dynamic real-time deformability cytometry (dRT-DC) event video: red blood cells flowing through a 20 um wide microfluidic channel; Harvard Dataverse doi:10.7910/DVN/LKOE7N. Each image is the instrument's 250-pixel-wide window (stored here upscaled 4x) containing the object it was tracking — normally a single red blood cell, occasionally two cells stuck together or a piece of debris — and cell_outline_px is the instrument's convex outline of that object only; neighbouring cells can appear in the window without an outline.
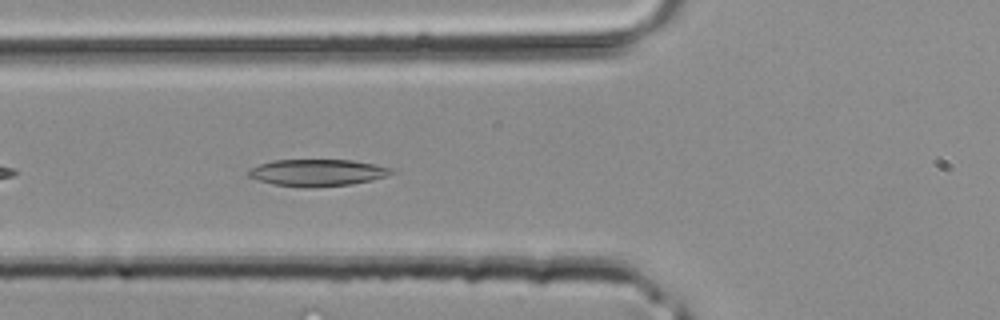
{"species": "common noctule bat (a hibernating species)", "species_latin": "Nyctalus noctula", "temperature_condition": "room temperature", "stored_images_in_passage": 28, "camera_frame_rate_fps": 3000, "um_per_image_px": 0.085, "animal": {"sex": "male", "body_mass_g": 20.4}, "frame": {"image": 1, "passage_image": 4, "time_ms": 1.0, "image_size_px": [1000, 320], "cell_outline_px": [[392, 172], [388, 176], [372, 180], [352, 184], [316, 188], [304, 188], [272, 184], [248, 176], [248, 172], [252, 168], [260, 164], [272, 160], [352, 160], [376, 164], [392, 168]], "centroid_in_image_um": [27.0, 14.68], "position_along_channel_um": 98.8, "area_um2": 22.48}}
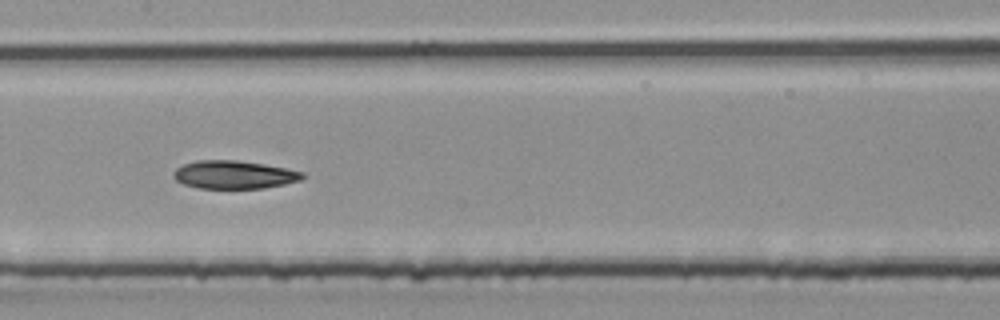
{"frame": {"image": 2, "passage_image": 9, "time_ms": 2.667, "image_size_px": [1000, 320], "cell_outline_px": [[304, 176], [300, 180], [284, 184], [264, 188], [200, 188], [184, 184], [176, 180], [172, 176], [172, 172], [176, 168], [184, 164], [196, 160], [236, 160], [264, 164], [304, 172]], "centroid_in_image_um": [19.86, 14.84], "position_along_channel_um": 187.5, "area_um2": 21.04}}
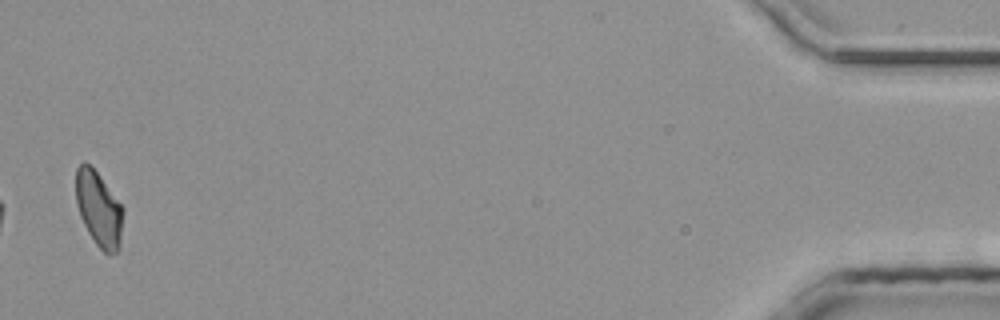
{"frame": {"image": 3, "passage_image": 28, "time_ms": 9.0, "image_size_px": [1000, 320], "cell_outline_px": [[124, 212], [120, 248], [112, 256], [108, 256], [96, 244], [88, 232], [80, 216], [76, 204], [76, 168], [84, 160], [100, 176], [124, 208]], "centroid_in_image_um": [8.42, 17.8], "position_along_channel_um": 426.8, "area_um2": 20.87}}